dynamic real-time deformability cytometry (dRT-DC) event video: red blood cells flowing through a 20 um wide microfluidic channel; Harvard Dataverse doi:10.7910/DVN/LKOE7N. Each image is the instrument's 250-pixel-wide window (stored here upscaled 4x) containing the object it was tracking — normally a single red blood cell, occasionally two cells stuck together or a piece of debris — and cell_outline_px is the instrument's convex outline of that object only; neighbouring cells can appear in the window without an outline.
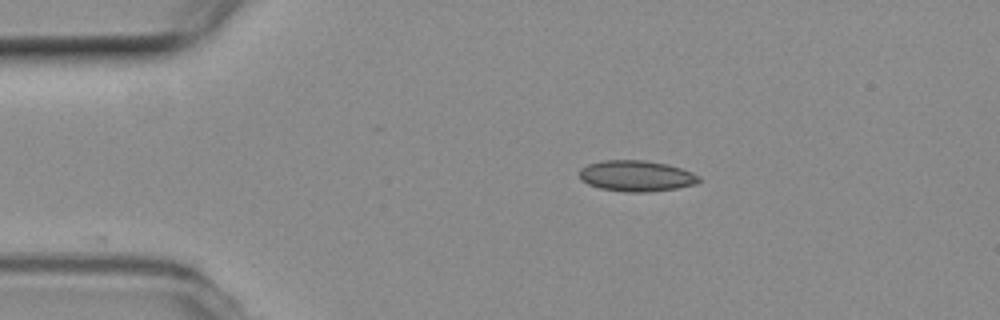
{"species": "common noctule bat (a hibernating species)", "species_latin": "Nyctalus noctula", "temperature_condition": "room temperature", "stored_images_in_passage": 35, "camera_frame_rate_fps": 3000, "um_per_image_px": 0.085, "animal": {"sex": "female", "body_mass_g": 19.3, "forearm_length_mm": 54.1}, "frame": {"image": 1, "passage_image": 1, "time_ms": 0.0, "image_size_px": [1000, 320], "cell_outline_px": [[700, 180], [696, 184], [676, 188], [648, 192], [628, 192], [600, 188], [588, 184], [580, 180], [580, 168], [588, 164], [604, 160], [644, 160], [668, 164], [692, 172], [700, 176]], "centroid_in_image_um": [54.09, 14.95], "position_along_channel_um": 30.9, "area_um2": 21.56}}
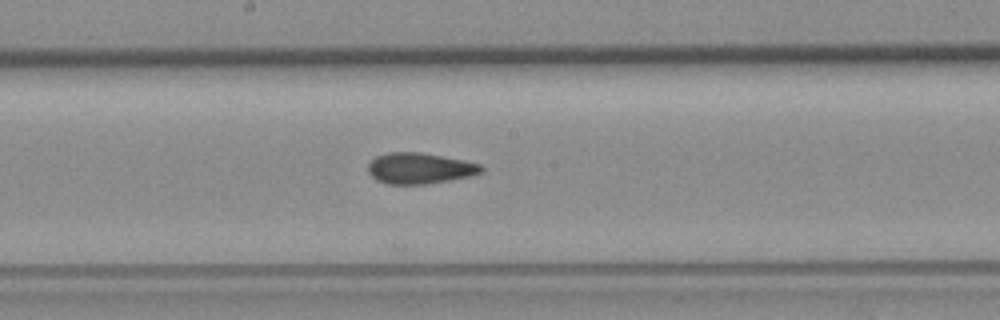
{"frame": {"image": 2, "passage_image": 19, "time_ms": 6.0, "image_size_px": [1000, 320], "cell_outline_px": [[484, 172], [472, 176], [428, 184], [388, 184], [376, 180], [368, 172], [368, 164], [376, 156], [388, 152], [420, 152], [464, 160], [480, 164], [484, 168]], "centroid_in_image_um": [35.69, 14.31], "position_along_channel_um": 212.5, "area_um2": 20.58}}
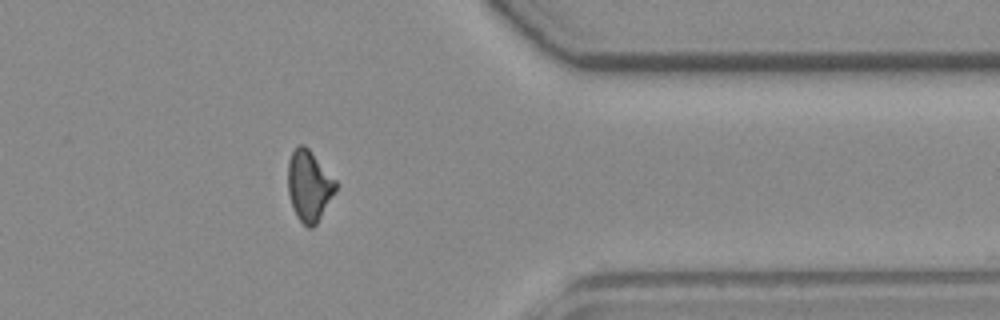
{"frame": {"image": 3, "passage_image": 34, "time_ms": 11.0, "image_size_px": [1000, 320], "cell_outline_px": [[336, 192], [316, 224], [312, 228], [308, 228], [296, 216], [292, 208], [288, 192], [288, 160], [292, 152], [300, 144], [304, 144], [312, 152], [336, 180]], "centroid_in_image_um": [26.27, 15.8], "position_along_channel_um": 385.1, "area_um2": 19.77}}